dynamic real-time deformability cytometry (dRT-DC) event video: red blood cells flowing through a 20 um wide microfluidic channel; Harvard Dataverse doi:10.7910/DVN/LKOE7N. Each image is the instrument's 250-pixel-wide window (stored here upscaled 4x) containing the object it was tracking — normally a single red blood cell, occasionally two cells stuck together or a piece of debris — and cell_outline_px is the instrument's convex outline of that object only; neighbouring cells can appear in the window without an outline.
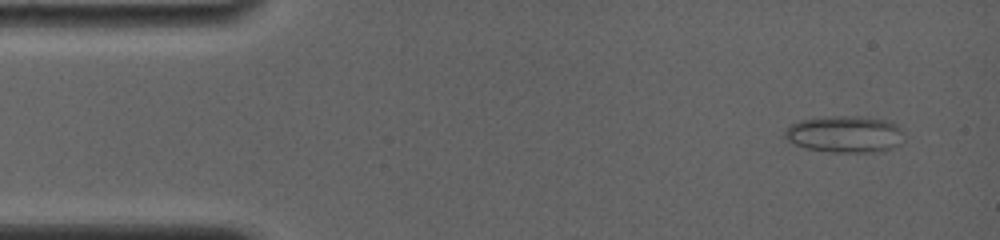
{"species": "common noctule bat (a hibernating species)", "species_latin": "Nyctalus noctula", "temperature_condition": "room temperature", "stored_images_in_passage": 6, "camera_frame_rate_fps": 4000, "um_per_image_px": 0.085, "animal": {"sex": "female", "body_mass_g": 19.0, "forearm_length_mm": 56.7}, "frame": {"image": 1, "passage_image": 2, "time_ms": 1.0, "image_size_px": [1000, 240], "cell_outline_px": [[904, 140], [900, 144], [892, 148], [880, 152], [832, 152], [808, 148], [796, 144], [788, 140], [784, 136], [784, 132], [788, 124], [800, 120], [836, 116], [860, 116], [892, 120], [904, 132]], "centroid_in_image_um": [71.88, 11.4], "position_along_channel_um": 13.1, "area_um2": 25.84}}